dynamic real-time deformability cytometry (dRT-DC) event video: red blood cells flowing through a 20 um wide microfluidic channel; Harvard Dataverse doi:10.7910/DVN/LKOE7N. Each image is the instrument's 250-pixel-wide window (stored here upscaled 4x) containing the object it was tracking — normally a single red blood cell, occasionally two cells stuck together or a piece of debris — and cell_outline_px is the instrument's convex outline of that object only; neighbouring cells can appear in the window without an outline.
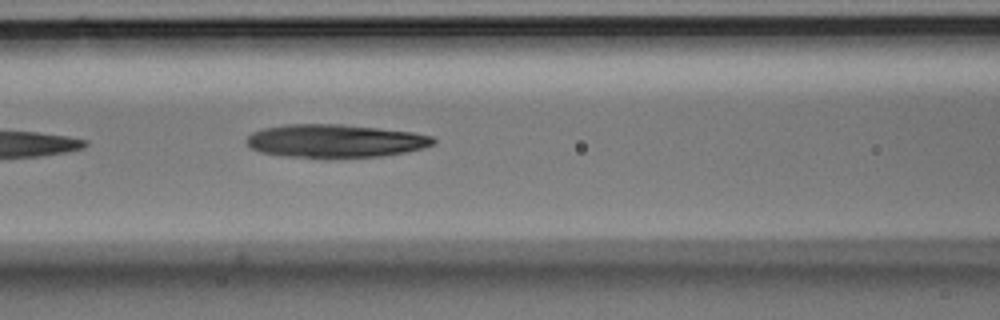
{"species": "Egyptian fruit bat (a non-hibernating species)", "species_latin": "Rousettus aegyptiacus", "temperature_condition": "room temperature", "stored_images_in_passage": 6, "camera_frame_rate_fps": 3000, "um_per_image_px": 0.085, "animal": {"sex": "male"}, "frame": {"image": 1, "passage_image": 6, "time_ms": 1.667, "image_size_px": [1000, 320], "cell_outline_px": [[436, 140], [432, 144], [420, 148], [404, 152], [380, 156], [284, 156], [260, 152], [252, 148], [244, 140], [252, 132], [264, 128], [284, 124], [340, 124], [412, 132], [432, 136]], "centroid_in_image_um": [28.43, 11.95], "position_along_channel_um": 138.2, "area_um2": 35.26}}